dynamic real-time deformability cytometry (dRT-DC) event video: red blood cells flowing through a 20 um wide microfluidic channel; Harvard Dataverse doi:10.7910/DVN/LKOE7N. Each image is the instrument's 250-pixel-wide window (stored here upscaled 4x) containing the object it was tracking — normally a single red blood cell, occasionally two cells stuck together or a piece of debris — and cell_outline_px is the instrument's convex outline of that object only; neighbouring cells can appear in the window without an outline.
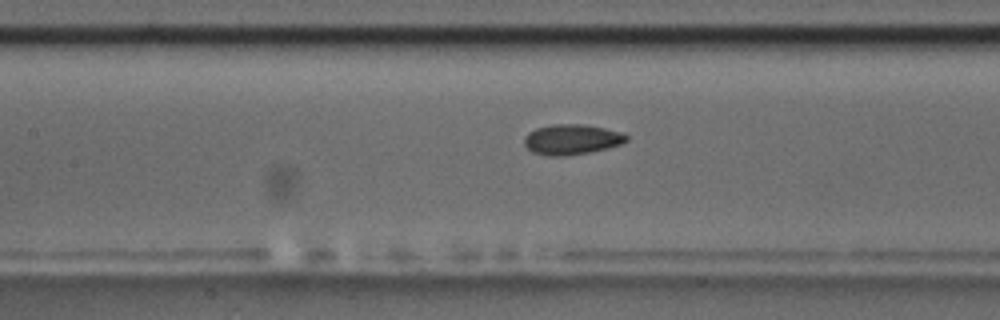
{"species": "common noctule bat (a hibernating species)", "species_latin": "Nyctalus noctula", "temperature_condition": "room temperature", "stored_images_in_passage": 33, "camera_frame_rate_fps": 3000, "um_per_image_px": 0.085, "animal": {"sex": "male", "body_mass_g": 17.5, "forearm_length_mm": 52.3}, "frame": {"image": 1, "passage_image": 20, "time_ms": 6.333, "image_size_px": [1000, 320], "cell_outline_px": [[628, 140], [620, 144], [608, 148], [588, 152], [564, 156], [548, 156], [532, 152], [524, 144], [524, 136], [528, 132], [536, 128], [552, 124], [580, 124], [604, 128], [624, 132], [628, 136]], "centroid_in_image_um": [48.59, 11.85], "position_along_channel_um": 158.8, "area_um2": 18.09}}
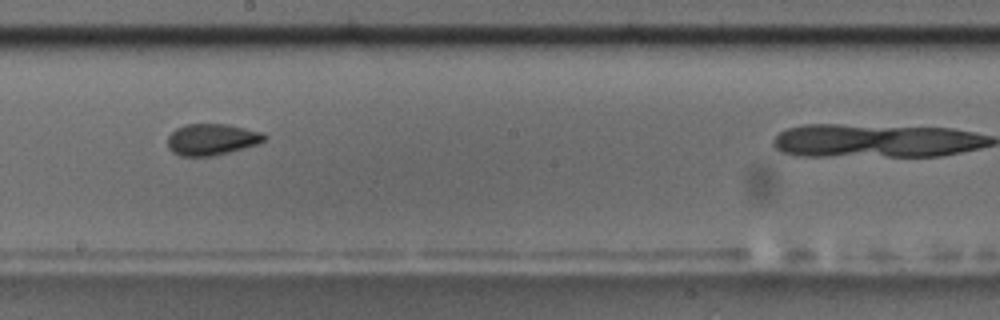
{"frame": {"image": 2, "passage_image": 26, "time_ms": 8.333, "image_size_px": [1000, 320], "cell_outline_px": [[268, 136], [260, 144], [212, 156], [180, 156], [172, 152], [168, 148], [168, 136], [176, 128], [184, 124], [228, 124], [264, 132]], "centroid_in_image_um": [18.02, 11.84], "position_along_channel_um": 230.2, "area_um2": 17.92}}
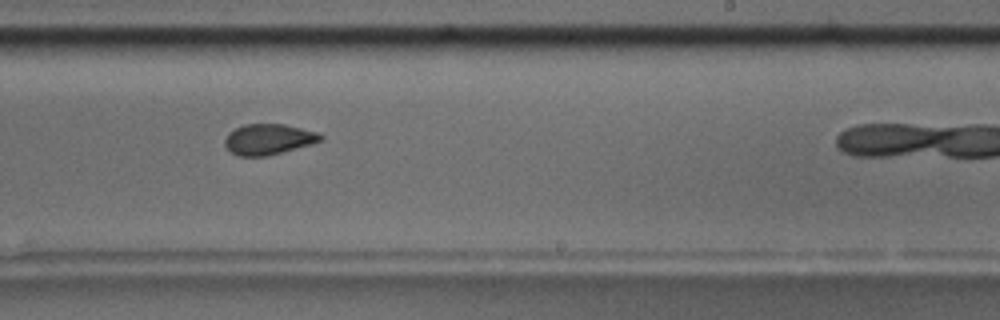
{"frame": {"image": 3, "passage_image": 29, "time_ms": 9.333, "image_size_px": [1000, 320], "cell_outline_px": [[324, 136], [320, 140], [312, 144], [268, 156], [236, 156], [228, 152], [224, 144], [224, 140], [228, 132], [244, 124], [284, 124], [316, 132]], "centroid_in_image_um": [22.76, 11.85], "position_along_channel_um": 266.2, "area_um2": 17.22}}